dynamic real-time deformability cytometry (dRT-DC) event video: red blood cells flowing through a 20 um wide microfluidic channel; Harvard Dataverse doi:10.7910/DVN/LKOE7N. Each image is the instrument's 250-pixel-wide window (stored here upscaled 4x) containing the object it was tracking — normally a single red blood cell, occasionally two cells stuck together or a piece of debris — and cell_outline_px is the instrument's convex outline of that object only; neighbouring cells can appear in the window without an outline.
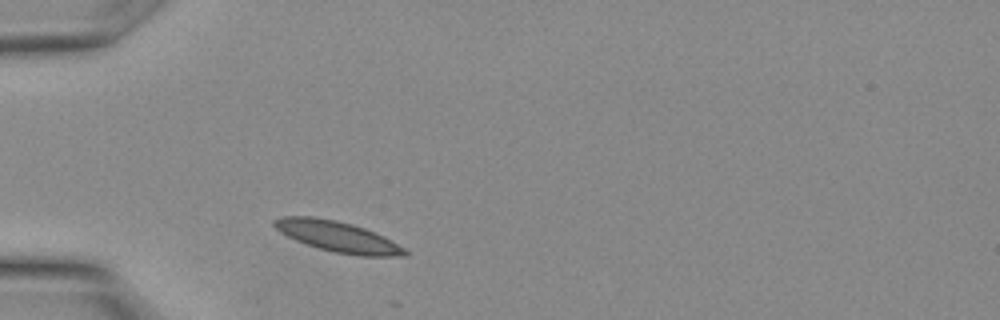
{"species": "Egyptian fruit bat (a non-hibernating species)", "species_latin": "Rousettus aegyptiacus", "temperature_condition": "warm", "stored_images_in_passage": 6, "camera_frame_rate_fps": 3000, "um_per_image_px": 0.085, "animal": {"sex": "female"}, "frame": {"image": 1, "passage_image": 1, "time_ms": 0.0, "image_size_px": [1000, 320], "cell_outline_px": [[408, 256], [360, 256], [336, 252], [320, 248], [296, 240], [280, 232], [272, 224], [272, 220], [284, 216], [316, 216], [336, 220], [352, 224], [364, 228], [384, 236], [404, 248], [408, 252]], "centroid_in_image_um": [28.7, 20.1], "position_along_channel_um": 56.3, "area_um2": 23.18}}
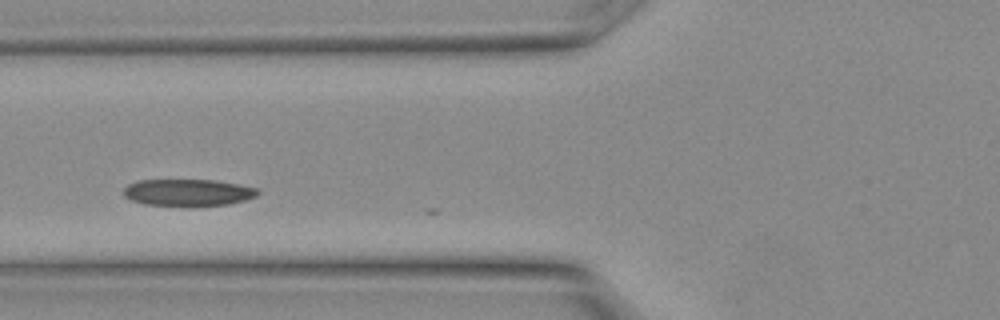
{"frame": {"image": 2, "passage_image": 4, "time_ms": 1.0, "image_size_px": [1000, 320], "cell_outline_px": [[260, 192], [256, 196], [244, 200], [228, 204], [188, 208], [144, 204], [132, 200], [124, 196], [124, 188], [128, 184], [136, 180], [216, 180], [240, 184], [256, 188]], "centroid_in_image_um": [15.97, 16.39], "position_along_channel_um": 109.8, "area_um2": 21.62}}